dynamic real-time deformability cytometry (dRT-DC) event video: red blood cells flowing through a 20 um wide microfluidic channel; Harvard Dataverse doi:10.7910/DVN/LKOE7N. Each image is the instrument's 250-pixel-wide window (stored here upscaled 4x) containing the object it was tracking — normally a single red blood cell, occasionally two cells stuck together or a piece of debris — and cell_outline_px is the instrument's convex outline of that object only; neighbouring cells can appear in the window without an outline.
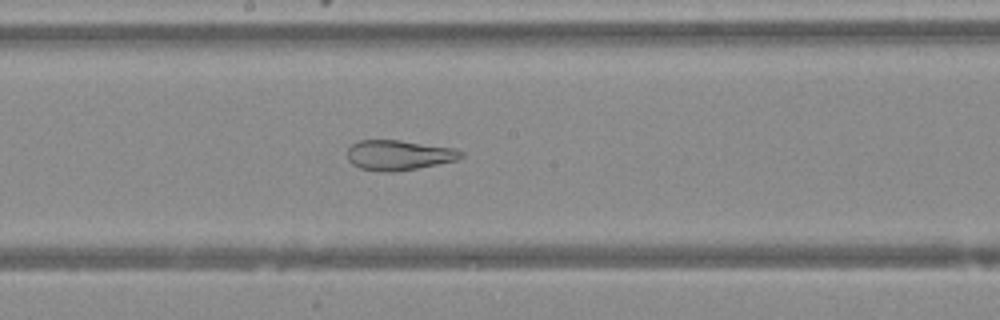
{"species": "Egyptian fruit bat (a non-hibernating species)", "species_latin": "Rousettus aegyptiacus", "temperature_condition": "warm", "stored_images_in_passage": 48, "camera_frame_rate_fps": 3000, "um_per_image_px": 0.085, "animal": {"sex": "female"}, "frame": {"image": 1, "passage_image": 26, "time_ms": 8.333, "image_size_px": [1000, 320], "cell_outline_px": [[464, 156], [456, 160], [396, 172], [380, 172], [360, 168], [352, 164], [348, 160], [348, 148], [352, 144], [360, 140], [400, 140], [452, 148], [464, 152]], "centroid_in_image_um": [33.87, 13.19], "position_along_channel_um": 214.3, "area_um2": 19.83}}
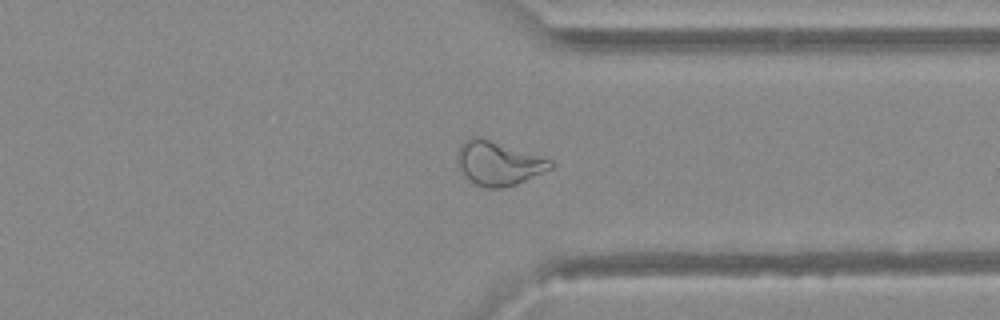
{"frame": {"image": 2, "passage_image": 37, "time_ms": 12.0, "image_size_px": [1000, 320], "cell_outline_px": [[556, 164], [552, 168], [516, 184], [500, 188], [484, 188], [476, 184], [464, 176], [456, 160], [456, 156], [460, 144], [464, 140], [472, 136], [480, 136], [552, 160]], "centroid_in_image_um": [42.33, 13.86], "position_along_channel_um": 369.1, "area_um2": 23.93}}
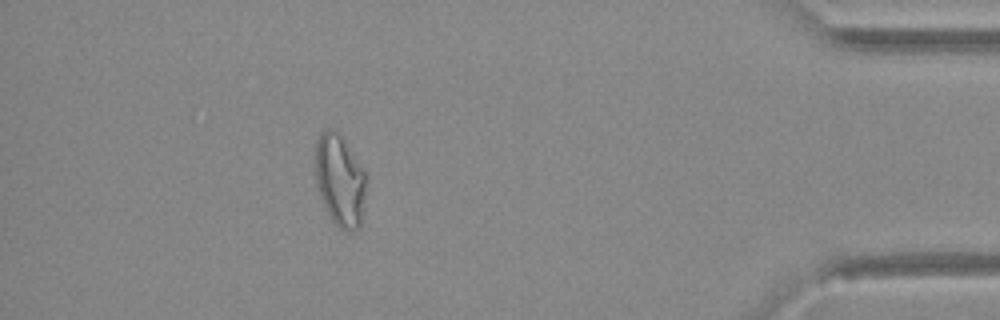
{"frame": {"image": 3, "passage_image": 43, "time_ms": 14.0, "image_size_px": [1000, 320], "cell_outline_px": [[364, 192], [360, 228], [352, 232], [344, 232], [332, 220], [320, 196], [316, 184], [316, 140], [320, 132], [328, 128], [336, 128], [364, 172]], "centroid_in_image_um": [28.85, 15.33], "position_along_channel_um": 406.3, "area_um2": 26.7}}